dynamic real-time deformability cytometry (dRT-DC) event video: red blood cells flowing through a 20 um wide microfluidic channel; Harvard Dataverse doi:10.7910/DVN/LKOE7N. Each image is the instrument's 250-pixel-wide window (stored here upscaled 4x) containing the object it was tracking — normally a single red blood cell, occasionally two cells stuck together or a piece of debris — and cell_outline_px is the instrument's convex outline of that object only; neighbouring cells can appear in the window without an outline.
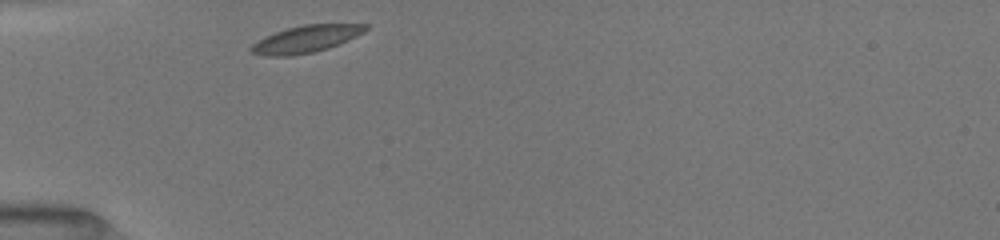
{"species": "common noctule bat (a hibernating species)", "species_latin": "Nyctalus noctula", "temperature_condition": "room temperature", "stored_images_in_passage": 22, "camera_frame_rate_fps": 3000, "um_per_image_px": 0.085, "animal": {"sex": "female", "body_mass_g": 19.5, "forearm_length_mm": 54.1}, "frame": {"image": 1, "passage_image": 1, "time_ms": 0.0, "image_size_px": [1000, 240], "cell_outline_px": [[368, 28], [364, 32], [348, 40], [328, 48], [312, 52], [292, 56], [268, 56], [252, 52], [248, 48], [252, 44], [264, 36], [288, 28], [304, 24], [368, 24]], "centroid_in_image_um": [26.0, 3.31], "position_along_channel_um": 59.0, "area_um2": 17.92}}
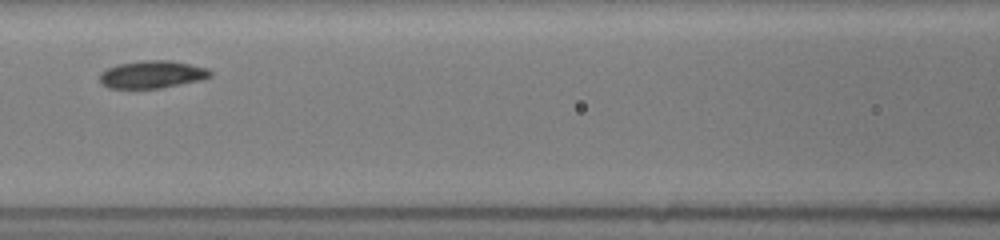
{"frame": {"image": 2, "passage_image": 15, "time_ms": 2.667, "image_size_px": [1000, 240], "cell_outline_px": [[212, 76], [204, 80], [160, 88], [108, 88], [100, 84], [100, 72], [116, 64], [140, 60], [172, 60], [208, 68], [212, 72]], "centroid_in_image_um": [12.95, 6.32], "position_along_channel_um": 153.7, "area_um2": 18.09}}
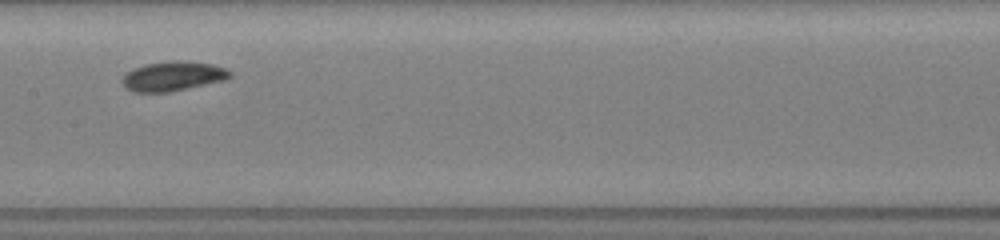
{"frame": {"image": 3, "passage_image": 21, "time_ms": 3.667, "image_size_px": [1000, 240], "cell_outline_px": [[232, 76], [224, 80], [168, 92], [132, 92], [124, 88], [120, 80], [132, 68], [144, 64], [172, 60], [180, 60], [212, 64], [228, 68], [232, 72]], "centroid_in_image_um": [14.68, 6.47], "position_along_channel_um": 192.7, "area_um2": 18.73}}